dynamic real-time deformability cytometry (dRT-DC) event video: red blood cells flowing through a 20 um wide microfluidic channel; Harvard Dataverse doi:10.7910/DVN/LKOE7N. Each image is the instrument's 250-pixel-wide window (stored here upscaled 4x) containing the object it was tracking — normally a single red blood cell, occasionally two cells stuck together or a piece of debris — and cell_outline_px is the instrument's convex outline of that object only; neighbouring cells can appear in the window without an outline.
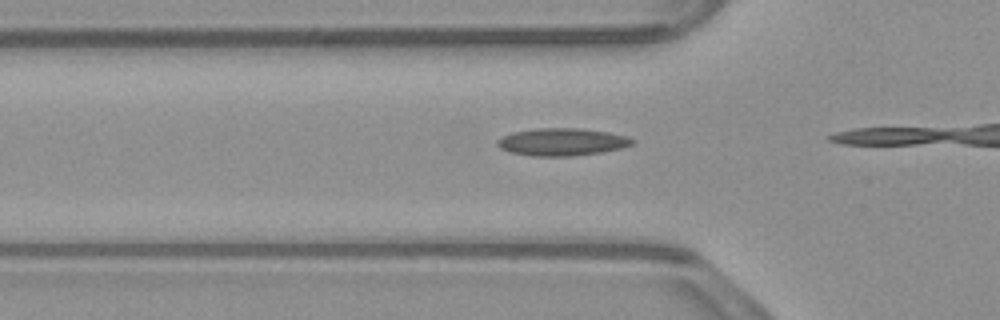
{"species": "common noctule bat (a hibernating species)", "species_latin": "Nyctalus noctula", "temperature_condition": "warm", "stored_images_in_passage": 6, "camera_frame_rate_fps": 3000, "um_per_image_px": 0.085, "animal": {"sex": "male", "body_mass_g": 23.1, "forearm_length_mm": 52.7}, "frame": {"image": 1, "passage_image": 4, "time_ms": 1.0, "image_size_px": [1000, 320], "cell_outline_px": [[636, 140], [632, 144], [620, 148], [600, 152], [572, 156], [532, 156], [512, 152], [500, 148], [496, 144], [496, 140], [512, 132], [536, 128], [584, 128], [608, 132], [628, 136]], "centroid_in_image_um": [47.77, 12.05], "position_along_channel_um": 78.0, "area_um2": 21.62}}